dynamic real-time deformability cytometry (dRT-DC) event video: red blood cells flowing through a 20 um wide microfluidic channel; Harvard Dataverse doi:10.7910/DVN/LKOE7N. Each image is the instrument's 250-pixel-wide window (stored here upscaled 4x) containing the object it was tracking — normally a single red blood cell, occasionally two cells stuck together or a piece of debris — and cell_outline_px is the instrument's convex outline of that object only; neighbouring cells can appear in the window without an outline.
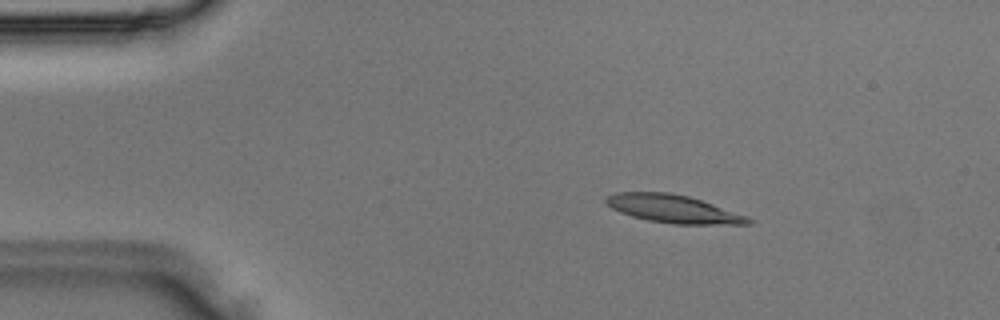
{"species": "Egyptian fruit bat (a non-hibernating species)", "species_latin": "Rousettus aegyptiacus", "temperature_condition": "room temperature", "stored_images_in_passage": 2, "camera_frame_rate_fps": 3000, "um_per_image_px": 0.085, "animal": {"sex": "male"}, "frame": {"image": 1, "passage_image": 1, "time_ms": 0.0, "image_size_px": [1000, 320], "cell_outline_px": [[752, 224], [672, 224], [648, 220], [632, 216], [620, 212], [604, 204], [604, 196], [616, 192], [668, 192], [688, 196], [748, 216], [752, 220]], "centroid_in_image_um": [57.17, 17.75], "position_along_channel_um": 27.8, "area_um2": 23.18}}